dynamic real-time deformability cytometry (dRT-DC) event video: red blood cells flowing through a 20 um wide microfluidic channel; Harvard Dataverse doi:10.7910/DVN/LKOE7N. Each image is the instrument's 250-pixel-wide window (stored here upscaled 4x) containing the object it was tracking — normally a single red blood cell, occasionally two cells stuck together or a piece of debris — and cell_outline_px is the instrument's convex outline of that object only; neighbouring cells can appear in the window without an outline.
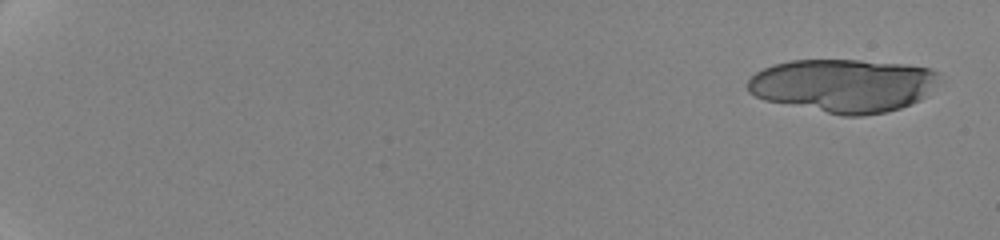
{"species": "human", "species_latin": "Homo sapiens", "temperature_condition": "cold", "stored_images_in_passage": 25, "camera_frame_rate_fps": 3000, "um_per_image_px": 0.085, "donor": {"sex": "female"}, "frame": {"image": 1, "passage_image": 1, "time_ms": 0.0, "image_size_px": [1000, 240], "cell_outline_px": [[940, 72], [936, 80], [924, 96], [920, 100], [912, 104], [900, 108], [884, 112], [864, 116], [844, 116], [764, 100], [748, 92], [748, 80], [756, 72], [772, 64], [788, 60], [860, 60], [904, 64], [932, 68]], "centroid_in_image_um": [71.65, 7.26], "position_along_channel_um": 13.3, "area_um2": 59.48}}
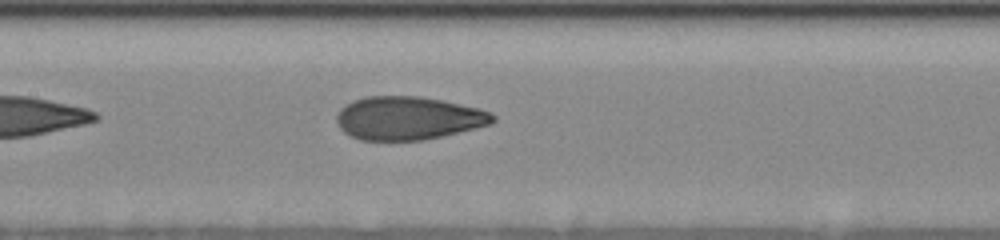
{"frame": {"image": 2, "passage_image": 19, "time_ms": 10.667, "image_size_px": [1000, 240], "cell_outline_px": [[496, 120], [492, 124], [440, 136], [420, 140], [360, 140], [344, 132], [340, 128], [336, 120], [336, 116], [340, 108], [352, 100], [364, 96], [420, 96], [460, 104], [492, 112], [496, 116]], "centroid_in_image_um": [34.68, 10.03], "position_along_channel_um": 172.7, "area_um2": 39.3}}
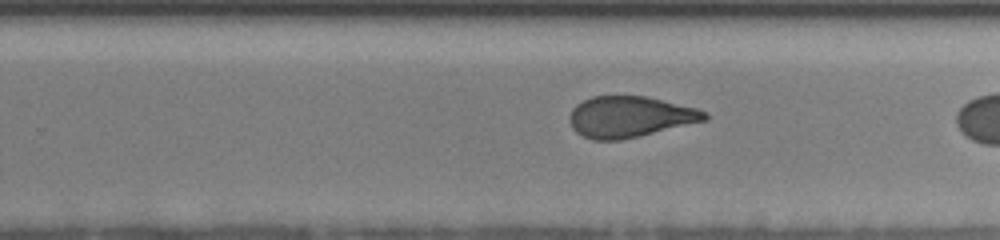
{"frame": {"image": 3, "passage_image": 24, "time_ms": 12.667, "image_size_px": [1000, 240], "cell_outline_px": [[708, 120], [620, 140], [592, 140], [576, 132], [572, 128], [568, 120], [568, 116], [572, 108], [576, 104], [592, 96], [644, 96], [696, 108], [708, 112]], "centroid_in_image_um": [53.5, 9.93], "position_along_channel_um": 276.3, "area_um2": 32.25}}